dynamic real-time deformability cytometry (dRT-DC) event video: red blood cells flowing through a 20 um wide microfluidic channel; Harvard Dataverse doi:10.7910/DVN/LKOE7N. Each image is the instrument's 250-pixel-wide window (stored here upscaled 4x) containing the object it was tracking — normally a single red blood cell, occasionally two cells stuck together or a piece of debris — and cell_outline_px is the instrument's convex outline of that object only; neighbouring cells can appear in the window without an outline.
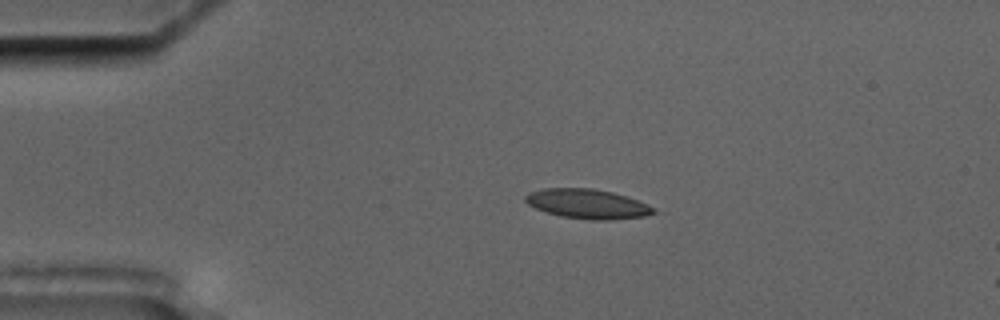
{"species": "common noctule bat (a hibernating species)", "species_latin": "Nyctalus noctula", "temperature_condition": "cold", "stored_images_in_passage": 5, "camera_frame_rate_fps": 3000, "um_per_image_px": 0.085, "animal": {"sex": "male", "body_mass_g": 17.5, "forearm_length_mm": 52.3}, "frame": {"image": 1, "passage_image": 4, "time_ms": 3.667, "image_size_px": [1000, 320], "cell_outline_px": [[656, 212], [644, 216], [608, 220], [588, 220], [560, 216], [536, 208], [528, 204], [524, 200], [524, 196], [528, 192], [544, 188], [592, 188], [612, 192], [648, 204], [656, 208]], "centroid_in_image_um": [49.91, 17.33], "position_along_channel_um": 35.1, "area_um2": 22.02}}